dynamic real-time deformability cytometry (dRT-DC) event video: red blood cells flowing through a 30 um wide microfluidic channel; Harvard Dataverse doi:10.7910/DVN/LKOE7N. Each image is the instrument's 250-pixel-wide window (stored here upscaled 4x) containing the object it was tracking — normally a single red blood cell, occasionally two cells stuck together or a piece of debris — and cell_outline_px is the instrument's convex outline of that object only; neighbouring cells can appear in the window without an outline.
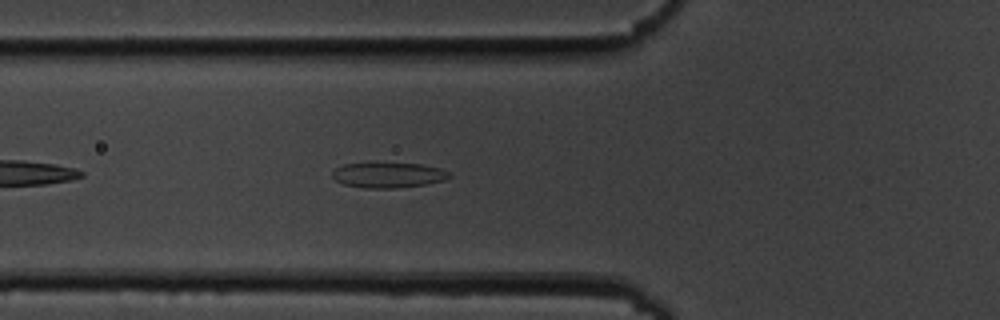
{"species": "common noctule bat (a hibernating species)", "species_latin": "Nyctalus noctula", "temperature_condition": "cold", "stored_images_in_passage": 42, "camera_frame_rate_fps": 3000, "um_per_image_px": 0.085, "animal": {"sex": "male", "body_mass_g": 19.5, "forearm_length_mm": 54.6}, "frame": {"image": 1, "passage_image": 6, "time_ms": 1.667, "image_size_px": [1000, 320], "cell_outline_px": [[452, 176], [448, 180], [424, 184], [396, 188], [364, 188], [344, 184], [336, 180], [332, 176], [332, 172], [336, 168], [344, 164], [376, 160], [420, 164], [440, 168], [448, 172]], "centroid_in_image_um": [32.99, 14.83], "position_along_channel_um": 92.8, "area_um2": 18.03}}
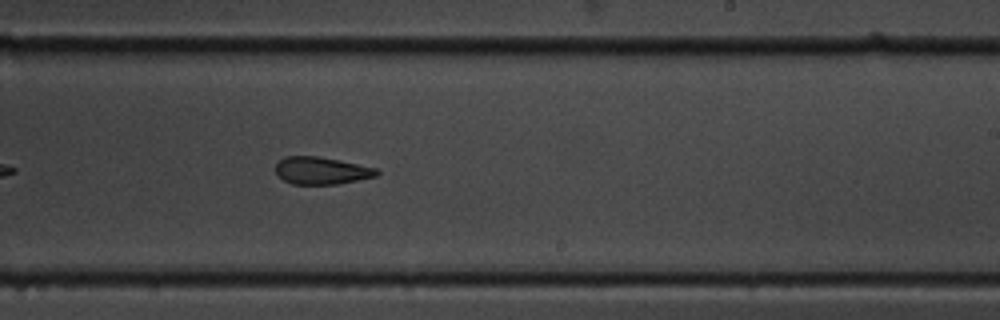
{"frame": {"image": 2, "passage_image": 20, "time_ms": 6.333, "image_size_px": [1000, 320], "cell_outline_px": [[380, 172], [376, 176], [336, 184], [292, 184], [284, 180], [276, 172], [276, 164], [284, 156], [316, 156], [340, 160], [376, 168]], "centroid_in_image_um": [27.31, 14.49], "position_along_channel_um": 261.7, "area_um2": 15.95}}
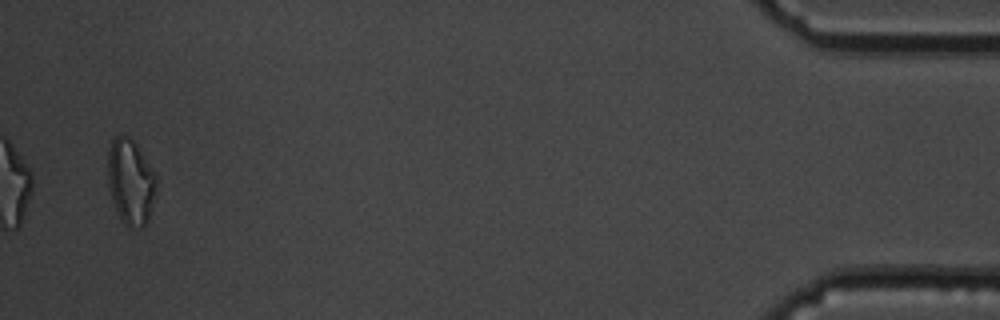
{"frame": {"image": 3, "passage_image": 40, "time_ms": 13.0, "image_size_px": [1000, 320], "cell_outline_px": [[160, 180], [148, 220], [144, 228], [128, 228], [124, 224], [112, 200], [108, 184], [108, 152], [112, 140], [116, 136], [128, 136], [136, 144]], "centroid_in_image_um": [11.14, 15.49], "position_along_channel_um": 424.1, "area_um2": 24.45}, "authors_computed_cell_mechanics": {"area_um2": 17.6001, "velocity_mm_per_s": 3.6194, "shape_relaxation_time_tau1_ms": null, "shape_relaxation_time_tau2_ms": 5.8507, "deformation_change_tau1": null, "deformation_change_tau2": 0.1358}}